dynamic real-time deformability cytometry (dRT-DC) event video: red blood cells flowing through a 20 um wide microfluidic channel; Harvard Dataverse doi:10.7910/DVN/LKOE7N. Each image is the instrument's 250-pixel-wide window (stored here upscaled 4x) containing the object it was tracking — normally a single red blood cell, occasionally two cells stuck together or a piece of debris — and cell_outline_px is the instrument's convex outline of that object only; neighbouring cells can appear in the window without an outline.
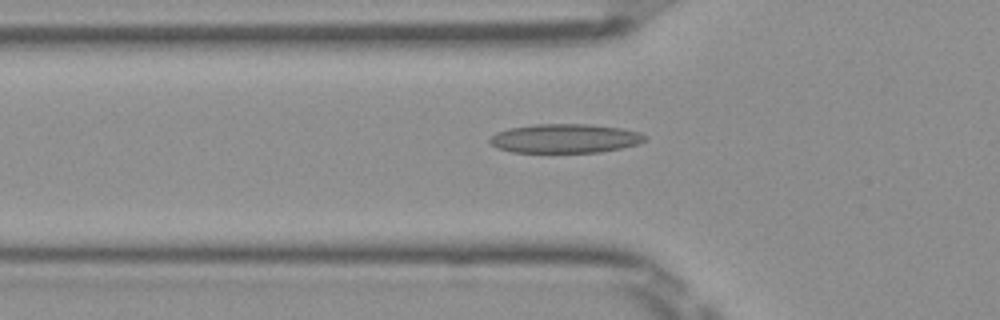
{"species": "Egyptian fruit bat (a non-hibernating species)", "species_latin": "Rousettus aegyptiacus", "temperature_condition": "room temperature", "stored_images_in_passage": 21, "camera_frame_rate_fps": 3000, "um_per_image_px": 0.085, "frame": {"image": 1, "passage_image": 2, "time_ms": 0.333, "image_size_px": [1000, 320], "cell_outline_px": [[648, 136], [640, 144], [600, 152], [512, 152], [500, 148], [492, 144], [488, 140], [488, 136], [496, 132], [508, 128], [536, 124], [588, 124], [620, 128], [640, 132]], "centroid_in_image_um": [48.02, 11.76], "position_along_channel_um": 77.8, "area_um2": 26.3}}
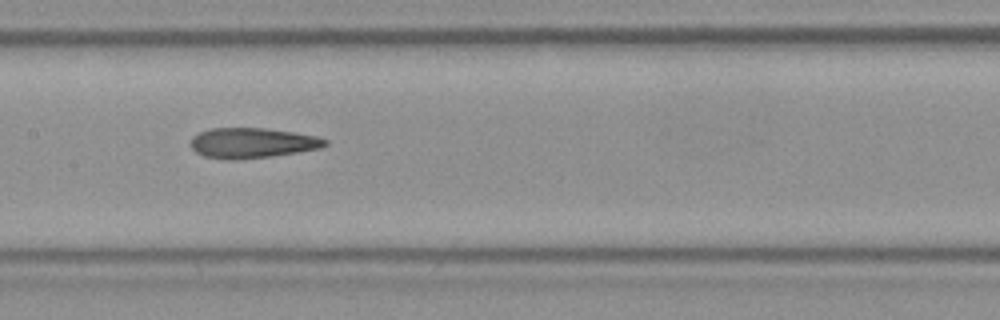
{"frame": {"image": 2, "passage_image": 10, "time_ms": 3.0, "image_size_px": [1000, 320], "cell_outline_px": [[328, 144], [320, 148], [272, 156], [236, 160], [228, 160], [204, 156], [196, 152], [188, 144], [192, 136], [208, 128], [264, 128], [292, 132], [316, 136], [328, 140]], "centroid_in_image_um": [21.39, 12.15], "position_along_channel_um": 186.0, "area_um2": 23.76}}
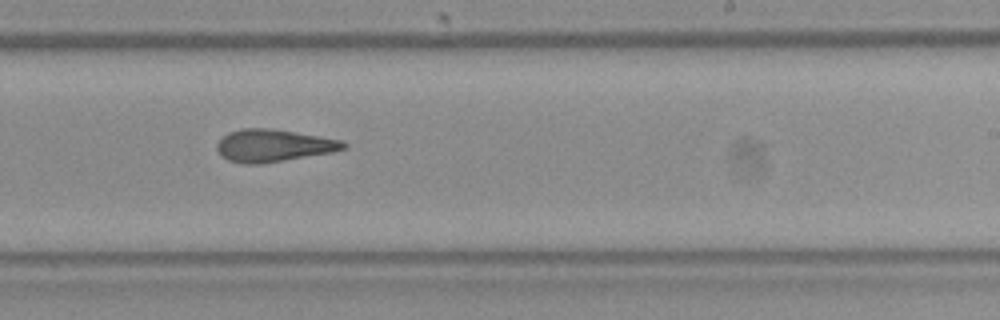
{"frame": {"image": 3, "passage_image": 16, "time_ms": 5.0, "image_size_px": [1000, 320], "cell_outline_px": [[348, 148], [332, 152], [260, 164], [244, 164], [228, 160], [220, 156], [216, 148], [216, 144], [228, 132], [240, 128], [272, 128], [344, 140], [348, 144]], "centroid_in_image_um": [23.25, 12.37], "position_along_channel_um": 265.8, "area_um2": 24.1}}